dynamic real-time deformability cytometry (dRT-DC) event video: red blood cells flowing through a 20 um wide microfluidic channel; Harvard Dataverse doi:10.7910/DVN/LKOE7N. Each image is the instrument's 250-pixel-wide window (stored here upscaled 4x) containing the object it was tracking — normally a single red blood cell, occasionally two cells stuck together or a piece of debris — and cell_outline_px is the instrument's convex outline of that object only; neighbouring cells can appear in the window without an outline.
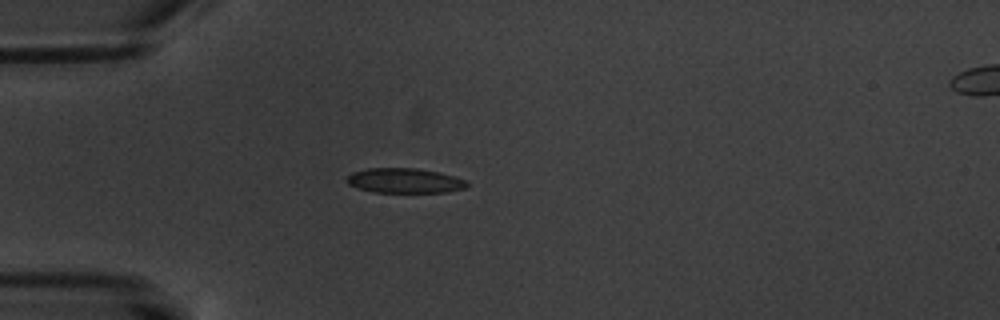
{"species": "common noctule bat (a hibernating species)", "species_latin": "Nyctalus noctula", "temperature_condition": "warm", "stored_images_in_passage": 4, "segment_of_instrument_passage": [1, 2], "camera_frame_rate_fps": 3000, "um_per_image_px": 0.085, "animal": {"sex": "male", "body_mass_g": 20.1, "forearm_length_mm": 53.5}, "frame": {"image": 1, "passage_image": 3, "time_ms": 2.333, "image_size_px": [1000, 320], "cell_outline_px": [[468, 184], [464, 188], [448, 192], [372, 192], [348, 184], [344, 180], [352, 172], [368, 168], [416, 168], [440, 172], [456, 176], [468, 180]], "centroid_in_image_um": [34.41, 15.35], "position_along_channel_um": 50.6, "area_um2": 17.51}}